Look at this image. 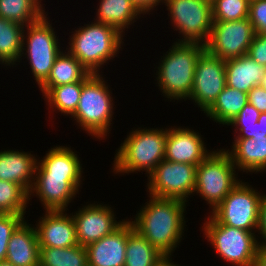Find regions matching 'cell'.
Wrapping results in <instances>:
<instances>
[{"instance_id": "obj_36", "label": "cell", "mask_w": 266, "mask_h": 266, "mask_svg": "<svg viewBox=\"0 0 266 266\" xmlns=\"http://www.w3.org/2000/svg\"><path fill=\"white\" fill-rule=\"evenodd\" d=\"M247 54L256 63L266 67V34H255Z\"/></svg>"}, {"instance_id": "obj_9", "label": "cell", "mask_w": 266, "mask_h": 266, "mask_svg": "<svg viewBox=\"0 0 266 266\" xmlns=\"http://www.w3.org/2000/svg\"><path fill=\"white\" fill-rule=\"evenodd\" d=\"M174 28L182 33L178 42L205 44L213 26L211 0H165Z\"/></svg>"}, {"instance_id": "obj_22", "label": "cell", "mask_w": 266, "mask_h": 266, "mask_svg": "<svg viewBox=\"0 0 266 266\" xmlns=\"http://www.w3.org/2000/svg\"><path fill=\"white\" fill-rule=\"evenodd\" d=\"M226 85L248 93L253 87L261 85L266 67L259 65L248 54L225 60Z\"/></svg>"}, {"instance_id": "obj_21", "label": "cell", "mask_w": 266, "mask_h": 266, "mask_svg": "<svg viewBox=\"0 0 266 266\" xmlns=\"http://www.w3.org/2000/svg\"><path fill=\"white\" fill-rule=\"evenodd\" d=\"M82 166L77 154L69 147L56 146L37 162L35 176L65 177V180H81Z\"/></svg>"}, {"instance_id": "obj_16", "label": "cell", "mask_w": 266, "mask_h": 266, "mask_svg": "<svg viewBox=\"0 0 266 266\" xmlns=\"http://www.w3.org/2000/svg\"><path fill=\"white\" fill-rule=\"evenodd\" d=\"M133 229L132 223L126 220L110 235L87 245L88 266H124L127 237Z\"/></svg>"}, {"instance_id": "obj_1", "label": "cell", "mask_w": 266, "mask_h": 266, "mask_svg": "<svg viewBox=\"0 0 266 266\" xmlns=\"http://www.w3.org/2000/svg\"><path fill=\"white\" fill-rule=\"evenodd\" d=\"M185 208V201L150 196L149 203L130 222L160 253L170 256L184 233Z\"/></svg>"}, {"instance_id": "obj_15", "label": "cell", "mask_w": 266, "mask_h": 266, "mask_svg": "<svg viewBox=\"0 0 266 266\" xmlns=\"http://www.w3.org/2000/svg\"><path fill=\"white\" fill-rule=\"evenodd\" d=\"M199 133L189 128H169L165 143L166 161L198 166L210 152L204 147Z\"/></svg>"}, {"instance_id": "obj_34", "label": "cell", "mask_w": 266, "mask_h": 266, "mask_svg": "<svg viewBox=\"0 0 266 266\" xmlns=\"http://www.w3.org/2000/svg\"><path fill=\"white\" fill-rule=\"evenodd\" d=\"M24 220V215L0 214V262L6 259L12 232Z\"/></svg>"}, {"instance_id": "obj_24", "label": "cell", "mask_w": 266, "mask_h": 266, "mask_svg": "<svg viewBox=\"0 0 266 266\" xmlns=\"http://www.w3.org/2000/svg\"><path fill=\"white\" fill-rule=\"evenodd\" d=\"M90 74L76 57L68 51L63 53L62 50L56 57L48 78L39 87H56L84 81Z\"/></svg>"}, {"instance_id": "obj_13", "label": "cell", "mask_w": 266, "mask_h": 266, "mask_svg": "<svg viewBox=\"0 0 266 266\" xmlns=\"http://www.w3.org/2000/svg\"><path fill=\"white\" fill-rule=\"evenodd\" d=\"M225 86V60L205 50L196 63L193 88L188 99L195 101L205 113Z\"/></svg>"}, {"instance_id": "obj_29", "label": "cell", "mask_w": 266, "mask_h": 266, "mask_svg": "<svg viewBox=\"0 0 266 266\" xmlns=\"http://www.w3.org/2000/svg\"><path fill=\"white\" fill-rule=\"evenodd\" d=\"M83 81L63 84L56 87H39L47 98L48 106L56 108L65 115H72L77 109L82 92Z\"/></svg>"}, {"instance_id": "obj_37", "label": "cell", "mask_w": 266, "mask_h": 266, "mask_svg": "<svg viewBox=\"0 0 266 266\" xmlns=\"http://www.w3.org/2000/svg\"><path fill=\"white\" fill-rule=\"evenodd\" d=\"M260 112L250 103H247L244 108L238 113V115L231 120L228 125L245 128V126L254 125L258 122Z\"/></svg>"}, {"instance_id": "obj_2", "label": "cell", "mask_w": 266, "mask_h": 266, "mask_svg": "<svg viewBox=\"0 0 266 266\" xmlns=\"http://www.w3.org/2000/svg\"><path fill=\"white\" fill-rule=\"evenodd\" d=\"M161 61L158 84L169 99H187L193 88L194 73L205 45L199 42H175Z\"/></svg>"}, {"instance_id": "obj_8", "label": "cell", "mask_w": 266, "mask_h": 266, "mask_svg": "<svg viewBox=\"0 0 266 266\" xmlns=\"http://www.w3.org/2000/svg\"><path fill=\"white\" fill-rule=\"evenodd\" d=\"M261 198L253 187L239 181L210 216L217 223L253 232L258 227Z\"/></svg>"}, {"instance_id": "obj_4", "label": "cell", "mask_w": 266, "mask_h": 266, "mask_svg": "<svg viewBox=\"0 0 266 266\" xmlns=\"http://www.w3.org/2000/svg\"><path fill=\"white\" fill-rule=\"evenodd\" d=\"M130 133L116 153L114 171L132 173L144 169L149 175L164 160L167 129L138 128Z\"/></svg>"}, {"instance_id": "obj_5", "label": "cell", "mask_w": 266, "mask_h": 266, "mask_svg": "<svg viewBox=\"0 0 266 266\" xmlns=\"http://www.w3.org/2000/svg\"><path fill=\"white\" fill-rule=\"evenodd\" d=\"M99 74H90L84 81L80 100L71 118L89 135L105 138L112 124L113 99L108 85Z\"/></svg>"}, {"instance_id": "obj_42", "label": "cell", "mask_w": 266, "mask_h": 266, "mask_svg": "<svg viewBox=\"0 0 266 266\" xmlns=\"http://www.w3.org/2000/svg\"><path fill=\"white\" fill-rule=\"evenodd\" d=\"M254 266H266V244L259 243Z\"/></svg>"}, {"instance_id": "obj_20", "label": "cell", "mask_w": 266, "mask_h": 266, "mask_svg": "<svg viewBox=\"0 0 266 266\" xmlns=\"http://www.w3.org/2000/svg\"><path fill=\"white\" fill-rule=\"evenodd\" d=\"M37 161L28 152L1 151L0 180L16 183L29 194L35 179Z\"/></svg>"}, {"instance_id": "obj_6", "label": "cell", "mask_w": 266, "mask_h": 266, "mask_svg": "<svg viewBox=\"0 0 266 266\" xmlns=\"http://www.w3.org/2000/svg\"><path fill=\"white\" fill-rule=\"evenodd\" d=\"M223 150L211 152L196 166L194 192L210 204L212 211L240 181L230 155Z\"/></svg>"}, {"instance_id": "obj_30", "label": "cell", "mask_w": 266, "mask_h": 266, "mask_svg": "<svg viewBox=\"0 0 266 266\" xmlns=\"http://www.w3.org/2000/svg\"><path fill=\"white\" fill-rule=\"evenodd\" d=\"M42 0H0V17L24 26L41 19L46 13Z\"/></svg>"}, {"instance_id": "obj_32", "label": "cell", "mask_w": 266, "mask_h": 266, "mask_svg": "<svg viewBox=\"0 0 266 266\" xmlns=\"http://www.w3.org/2000/svg\"><path fill=\"white\" fill-rule=\"evenodd\" d=\"M29 194L18 184L0 180V214L24 215Z\"/></svg>"}, {"instance_id": "obj_11", "label": "cell", "mask_w": 266, "mask_h": 266, "mask_svg": "<svg viewBox=\"0 0 266 266\" xmlns=\"http://www.w3.org/2000/svg\"><path fill=\"white\" fill-rule=\"evenodd\" d=\"M196 166L162 160L148 176V192L158 198L187 202L194 192Z\"/></svg>"}, {"instance_id": "obj_38", "label": "cell", "mask_w": 266, "mask_h": 266, "mask_svg": "<svg viewBox=\"0 0 266 266\" xmlns=\"http://www.w3.org/2000/svg\"><path fill=\"white\" fill-rule=\"evenodd\" d=\"M239 135L235 139L260 138L266 136V113H260L258 122L245 128H238ZM242 133V134H240Z\"/></svg>"}, {"instance_id": "obj_17", "label": "cell", "mask_w": 266, "mask_h": 266, "mask_svg": "<svg viewBox=\"0 0 266 266\" xmlns=\"http://www.w3.org/2000/svg\"><path fill=\"white\" fill-rule=\"evenodd\" d=\"M64 210L46 211L36 225L39 247L69 248L78 245L75 222Z\"/></svg>"}, {"instance_id": "obj_7", "label": "cell", "mask_w": 266, "mask_h": 266, "mask_svg": "<svg viewBox=\"0 0 266 266\" xmlns=\"http://www.w3.org/2000/svg\"><path fill=\"white\" fill-rule=\"evenodd\" d=\"M204 235L224 261L236 266H254L259 243L255 233L217 223L211 216L204 223Z\"/></svg>"}, {"instance_id": "obj_10", "label": "cell", "mask_w": 266, "mask_h": 266, "mask_svg": "<svg viewBox=\"0 0 266 266\" xmlns=\"http://www.w3.org/2000/svg\"><path fill=\"white\" fill-rule=\"evenodd\" d=\"M48 22L44 15L38 21L25 26L28 29L26 32L28 38L23 34L22 54L24 50H26L25 54L28 53L26 55H28L31 71L39 86L48 78L56 57L61 53L54 28ZM24 40L27 46H24L26 43Z\"/></svg>"}, {"instance_id": "obj_39", "label": "cell", "mask_w": 266, "mask_h": 266, "mask_svg": "<svg viewBox=\"0 0 266 266\" xmlns=\"http://www.w3.org/2000/svg\"><path fill=\"white\" fill-rule=\"evenodd\" d=\"M248 103L260 113H266V90L261 85L253 87L248 92Z\"/></svg>"}, {"instance_id": "obj_44", "label": "cell", "mask_w": 266, "mask_h": 266, "mask_svg": "<svg viewBox=\"0 0 266 266\" xmlns=\"http://www.w3.org/2000/svg\"><path fill=\"white\" fill-rule=\"evenodd\" d=\"M0 266H14L12 265L10 262H8L7 260L1 261L0 262Z\"/></svg>"}, {"instance_id": "obj_23", "label": "cell", "mask_w": 266, "mask_h": 266, "mask_svg": "<svg viewBox=\"0 0 266 266\" xmlns=\"http://www.w3.org/2000/svg\"><path fill=\"white\" fill-rule=\"evenodd\" d=\"M234 141L233 149L231 151L228 149L227 153L237 169L247 173L266 171V136Z\"/></svg>"}, {"instance_id": "obj_43", "label": "cell", "mask_w": 266, "mask_h": 266, "mask_svg": "<svg viewBox=\"0 0 266 266\" xmlns=\"http://www.w3.org/2000/svg\"><path fill=\"white\" fill-rule=\"evenodd\" d=\"M171 256H164L155 266H180L178 264L172 263L170 260Z\"/></svg>"}, {"instance_id": "obj_40", "label": "cell", "mask_w": 266, "mask_h": 266, "mask_svg": "<svg viewBox=\"0 0 266 266\" xmlns=\"http://www.w3.org/2000/svg\"><path fill=\"white\" fill-rule=\"evenodd\" d=\"M258 231L263 236V242L261 244H266V195H262L260 206H259V222H258Z\"/></svg>"}, {"instance_id": "obj_45", "label": "cell", "mask_w": 266, "mask_h": 266, "mask_svg": "<svg viewBox=\"0 0 266 266\" xmlns=\"http://www.w3.org/2000/svg\"><path fill=\"white\" fill-rule=\"evenodd\" d=\"M261 86L266 90V73H265V76L262 79Z\"/></svg>"}, {"instance_id": "obj_26", "label": "cell", "mask_w": 266, "mask_h": 266, "mask_svg": "<svg viewBox=\"0 0 266 266\" xmlns=\"http://www.w3.org/2000/svg\"><path fill=\"white\" fill-rule=\"evenodd\" d=\"M248 103V93L230 88L227 85L218 95L213 105L205 112L216 123L227 125Z\"/></svg>"}, {"instance_id": "obj_14", "label": "cell", "mask_w": 266, "mask_h": 266, "mask_svg": "<svg viewBox=\"0 0 266 266\" xmlns=\"http://www.w3.org/2000/svg\"><path fill=\"white\" fill-rule=\"evenodd\" d=\"M110 206L89 204L72 218L75 222L78 244L86 247L118 229L125 220L117 222Z\"/></svg>"}, {"instance_id": "obj_31", "label": "cell", "mask_w": 266, "mask_h": 266, "mask_svg": "<svg viewBox=\"0 0 266 266\" xmlns=\"http://www.w3.org/2000/svg\"><path fill=\"white\" fill-rule=\"evenodd\" d=\"M39 248V266H88L87 250L79 244L69 248Z\"/></svg>"}, {"instance_id": "obj_27", "label": "cell", "mask_w": 266, "mask_h": 266, "mask_svg": "<svg viewBox=\"0 0 266 266\" xmlns=\"http://www.w3.org/2000/svg\"><path fill=\"white\" fill-rule=\"evenodd\" d=\"M24 25L0 17V62L14 65L23 56ZM16 61V62H15Z\"/></svg>"}, {"instance_id": "obj_28", "label": "cell", "mask_w": 266, "mask_h": 266, "mask_svg": "<svg viewBox=\"0 0 266 266\" xmlns=\"http://www.w3.org/2000/svg\"><path fill=\"white\" fill-rule=\"evenodd\" d=\"M163 257L136 230L128 234L124 266H155Z\"/></svg>"}, {"instance_id": "obj_3", "label": "cell", "mask_w": 266, "mask_h": 266, "mask_svg": "<svg viewBox=\"0 0 266 266\" xmlns=\"http://www.w3.org/2000/svg\"><path fill=\"white\" fill-rule=\"evenodd\" d=\"M122 35L111 25L92 22L75 30L68 52L91 74H99L100 67L119 52Z\"/></svg>"}, {"instance_id": "obj_35", "label": "cell", "mask_w": 266, "mask_h": 266, "mask_svg": "<svg viewBox=\"0 0 266 266\" xmlns=\"http://www.w3.org/2000/svg\"><path fill=\"white\" fill-rule=\"evenodd\" d=\"M248 19L255 33L266 34V0H250Z\"/></svg>"}, {"instance_id": "obj_25", "label": "cell", "mask_w": 266, "mask_h": 266, "mask_svg": "<svg viewBox=\"0 0 266 266\" xmlns=\"http://www.w3.org/2000/svg\"><path fill=\"white\" fill-rule=\"evenodd\" d=\"M97 11L96 22L111 25L121 33L141 14L131 0H101Z\"/></svg>"}, {"instance_id": "obj_12", "label": "cell", "mask_w": 266, "mask_h": 266, "mask_svg": "<svg viewBox=\"0 0 266 266\" xmlns=\"http://www.w3.org/2000/svg\"><path fill=\"white\" fill-rule=\"evenodd\" d=\"M248 18L236 21H213L205 50L223 60L238 58L248 53L255 36Z\"/></svg>"}, {"instance_id": "obj_18", "label": "cell", "mask_w": 266, "mask_h": 266, "mask_svg": "<svg viewBox=\"0 0 266 266\" xmlns=\"http://www.w3.org/2000/svg\"><path fill=\"white\" fill-rule=\"evenodd\" d=\"M33 186L29 192H34L45 206L46 211L66 210L72 198L78 193L81 180H65V177L35 176Z\"/></svg>"}, {"instance_id": "obj_41", "label": "cell", "mask_w": 266, "mask_h": 266, "mask_svg": "<svg viewBox=\"0 0 266 266\" xmlns=\"http://www.w3.org/2000/svg\"><path fill=\"white\" fill-rule=\"evenodd\" d=\"M133 2V5L137 8V10L140 13H147L151 9H154V6L156 7L159 5L160 2L165 3V0H131Z\"/></svg>"}, {"instance_id": "obj_19", "label": "cell", "mask_w": 266, "mask_h": 266, "mask_svg": "<svg viewBox=\"0 0 266 266\" xmlns=\"http://www.w3.org/2000/svg\"><path fill=\"white\" fill-rule=\"evenodd\" d=\"M39 258L36 230L23 220L11 234L5 260L14 266H39Z\"/></svg>"}, {"instance_id": "obj_33", "label": "cell", "mask_w": 266, "mask_h": 266, "mask_svg": "<svg viewBox=\"0 0 266 266\" xmlns=\"http://www.w3.org/2000/svg\"><path fill=\"white\" fill-rule=\"evenodd\" d=\"M250 0H211L213 21L248 18Z\"/></svg>"}]
</instances>
